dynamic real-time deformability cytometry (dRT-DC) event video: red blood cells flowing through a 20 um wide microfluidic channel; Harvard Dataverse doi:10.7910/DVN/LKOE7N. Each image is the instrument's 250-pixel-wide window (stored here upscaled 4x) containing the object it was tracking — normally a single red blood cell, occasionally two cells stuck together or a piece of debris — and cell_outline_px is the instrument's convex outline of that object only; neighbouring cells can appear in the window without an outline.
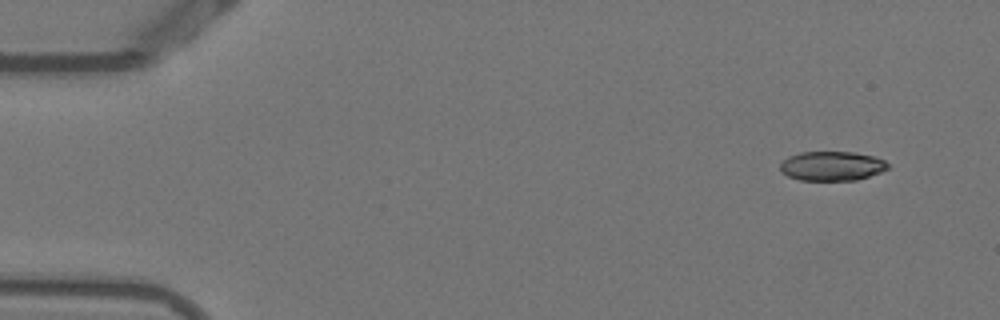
{"species": "Egyptian fruit bat (a non-hibernating species)", "species_latin": "Rousettus aegyptiacus", "temperature_condition": "warm", "stored_images_in_passage": 50, "camera_frame_rate_fps": 3000, "um_per_image_px": 0.085, "animal": {"sex": "female"}, "frame": {"image": 1, "passage_image": 1, "time_ms": 0.0, "image_size_px": [1000, 320], "cell_outline_px": [[888, 168], [880, 172], [856, 180], [800, 180], [788, 176], [780, 172], [780, 164], [788, 156], [800, 152], [852, 152], [872, 156], [884, 160], [888, 164]], "centroid_in_image_um": [70.67, 14.11], "position_along_channel_um": 14.3, "area_um2": 18.32}}
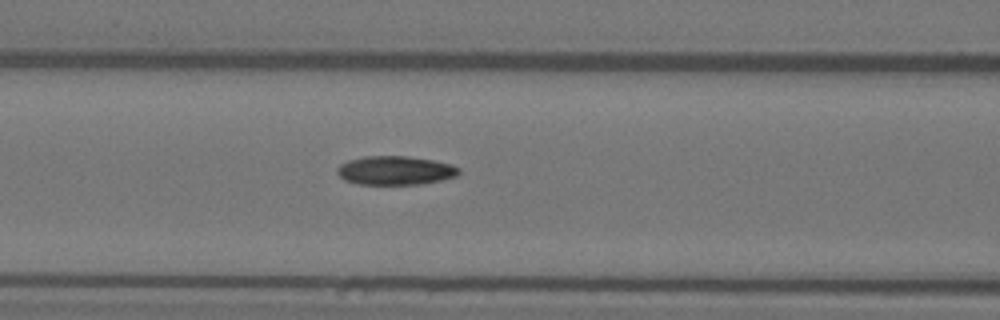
{"frame": {"image": 2, "passage_image": 19, "time_ms": 6.0, "image_size_px": [1000, 320], "cell_outline_px": [[460, 172], [456, 176], [424, 184], [356, 184], [344, 180], [336, 172], [336, 168], [340, 164], [348, 160], [364, 156], [408, 156], [432, 160], [452, 164], [460, 168]], "centroid_in_image_um": [33.58, 14.49], "position_along_channel_um": 133.0, "area_um2": 20.58}}
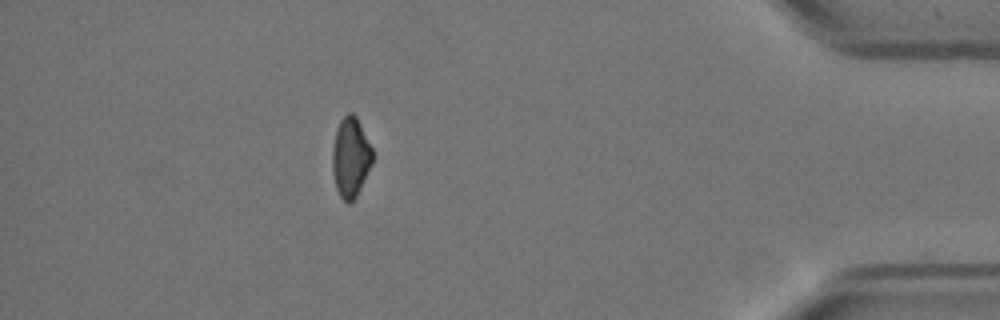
{"frame": {"image": 3, "passage_image": 44, "time_ms": 14.333, "image_size_px": [1000, 320], "cell_outline_px": [[372, 164], [356, 196], [348, 204], [340, 196], [336, 188], [332, 172], [332, 148], [336, 128], [340, 120], [348, 112], [352, 112], [356, 116], [372, 148]], "centroid_in_image_um": [29.78, 13.35], "position_along_channel_um": 405.4, "area_um2": 18.61}, "authors_computed_cell_mechanics": {"area_um2": 19.9988, "velocity_mm_per_s": 3.8537, "shape_relaxation_time_tau1_ms": 8.4244, "shape_relaxation_time_tau2_ms": 4.7177, "deformation_change_tau1": 0.2141, "deformation_change_tau2": 0.1068}}